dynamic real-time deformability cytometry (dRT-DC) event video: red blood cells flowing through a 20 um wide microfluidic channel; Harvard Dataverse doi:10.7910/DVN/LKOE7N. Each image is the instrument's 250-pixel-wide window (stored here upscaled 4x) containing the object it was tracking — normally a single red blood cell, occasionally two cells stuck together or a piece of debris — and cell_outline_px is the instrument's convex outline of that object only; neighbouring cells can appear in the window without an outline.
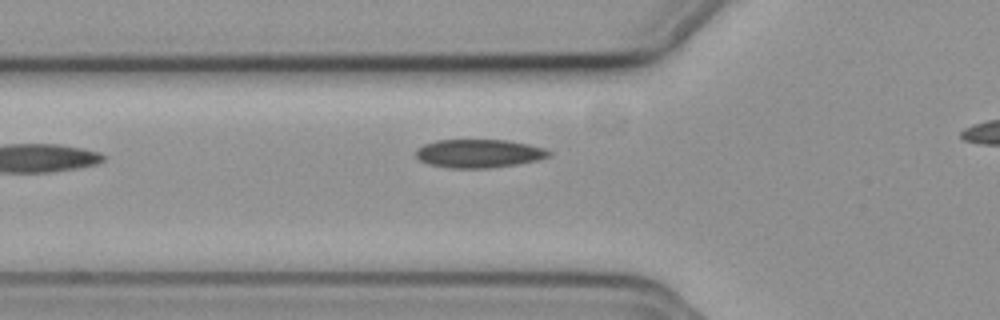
{"species": "common noctule bat (a hibernating species)", "species_latin": "Nyctalus noctula", "temperature_condition": "cold", "stored_images_in_passage": 11, "camera_frame_rate_fps": 3000, "um_per_image_px": 0.085, "animal": {"sex": "female", "body_mass_g": 19.3, "forearm_length_mm": 54.1}, "frame": {"image": 1, "passage_image": 2, "time_ms": 0.333, "image_size_px": [1000, 320], "cell_outline_px": [[552, 156], [540, 160], [516, 164], [488, 168], [448, 168], [428, 164], [420, 160], [416, 156], [416, 148], [424, 144], [436, 140], [508, 140], [528, 144], [544, 148], [552, 152]], "centroid_in_image_um": [40.72, 13.04], "position_along_channel_um": 85.1, "area_um2": 22.2}}